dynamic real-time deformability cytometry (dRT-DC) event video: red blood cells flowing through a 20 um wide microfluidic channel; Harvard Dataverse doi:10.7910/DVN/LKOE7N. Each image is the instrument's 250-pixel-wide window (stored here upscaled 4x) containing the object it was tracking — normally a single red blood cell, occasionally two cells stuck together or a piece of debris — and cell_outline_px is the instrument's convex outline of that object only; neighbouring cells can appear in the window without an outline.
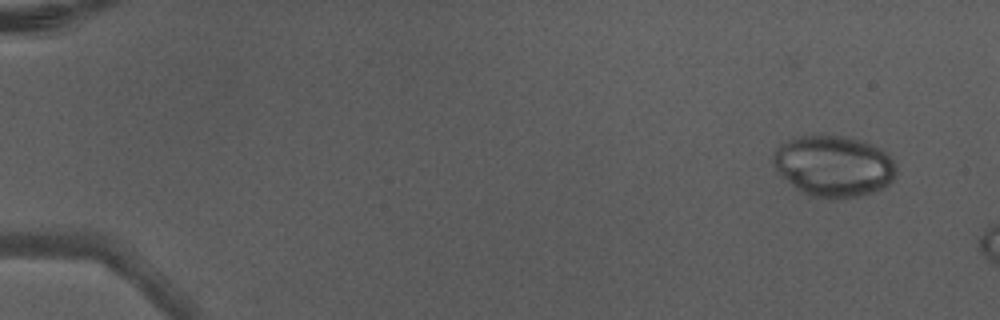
{"species": "Egyptian fruit bat (a non-hibernating species)", "species_latin": "Rousettus aegyptiacus", "temperature_condition": "warm", "stored_images_in_passage": 3, "camera_frame_rate_fps": 3000, "um_per_image_px": 0.085, "animal": {"sex": "male"}, "frame": {"image": 1, "passage_image": 1, "time_ms": 0.0, "image_size_px": [1000, 320], "cell_outline_px": [[896, 172], [892, 180], [888, 184], [872, 192], [860, 196], [836, 200], [828, 200], [808, 196], [796, 188], [776, 172], [772, 160], [772, 156], [776, 148], [780, 144], [796, 136], [848, 136], [880, 148], [896, 164]], "centroid_in_image_um": [70.82, 14.14], "position_along_channel_um": 14.2, "area_um2": 44.1}}